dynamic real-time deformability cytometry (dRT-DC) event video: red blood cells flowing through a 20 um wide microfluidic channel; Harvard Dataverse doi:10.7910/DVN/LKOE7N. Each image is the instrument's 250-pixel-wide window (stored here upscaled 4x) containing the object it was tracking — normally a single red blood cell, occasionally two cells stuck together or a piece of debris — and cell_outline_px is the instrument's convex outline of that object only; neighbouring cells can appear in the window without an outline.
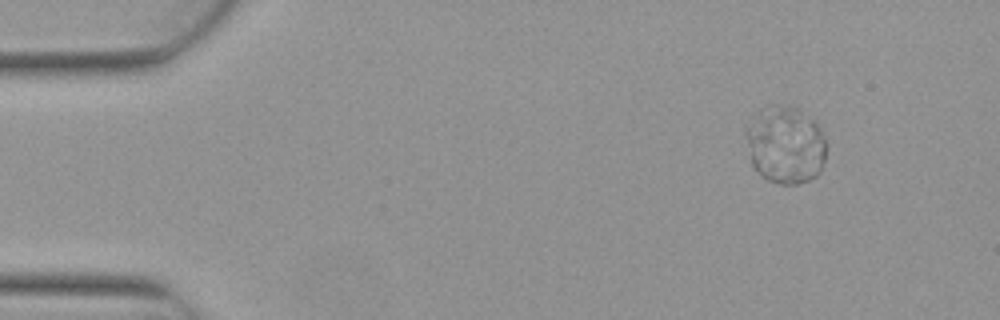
{"species": "Egyptian fruit bat (a non-hibernating species)", "species_latin": "Rousettus aegyptiacus", "temperature_condition": "warm", "stored_images_in_passage": 4, "camera_frame_rate_fps": 3000, "um_per_image_px": 0.085, "animal": {"sex": "female"}, "frame": {"image": 1, "passage_image": 1, "time_ms": 0.0, "image_size_px": [1000, 320], "cell_outline_px": [[824, 160], [820, 172], [816, 176], [808, 180], [796, 184], [780, 184], [768, 180], [752, 164], [744, 128], [760, 108], [768, 104], [796, 108], [812, 120], [820, 128], [824, 136]], "centroid_in_image_um": [66.73, 12.3], "position_along_channel_um": 18.3, "area_um2": 35.89}}
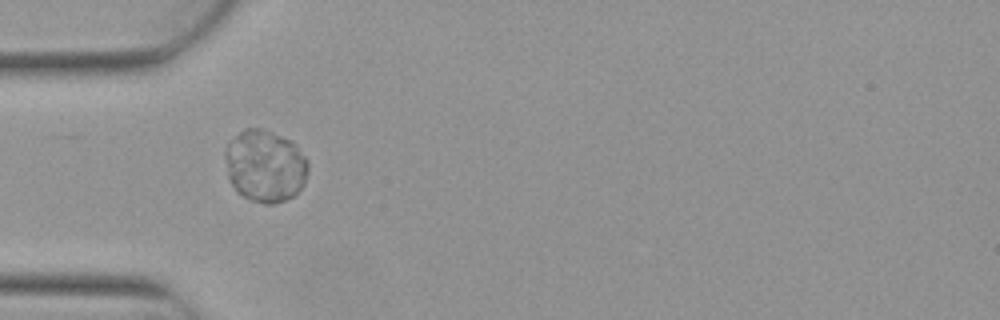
{"frame": {"image": 2, "passage_image": 4, "time_ms": 1.0, "image_size_px": [1000, 320], "cell_outline_px": [[308, 172], [304, 184], [292, 196], [284, 200], [272, 204], [264, 204], [252, 200], [244, 196], [232, 184], [228, 176], [224, 156], [224, 148], [244, 128], [260, 128], [272, 132], [292, 140], [296, 144], [308, 160]], "centroid_in_image_um": [22.55, 14.08], "position_along_channel_um": 62.5, "area_um2": 34.85}}